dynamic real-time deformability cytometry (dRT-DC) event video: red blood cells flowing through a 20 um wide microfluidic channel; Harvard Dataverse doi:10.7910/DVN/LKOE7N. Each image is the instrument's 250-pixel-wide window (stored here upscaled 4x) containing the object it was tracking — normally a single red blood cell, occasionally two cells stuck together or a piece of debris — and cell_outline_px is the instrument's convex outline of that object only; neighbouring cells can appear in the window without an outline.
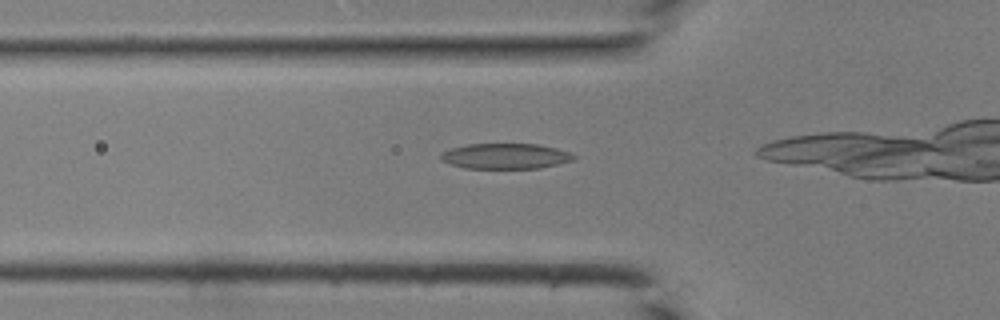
{"species": "common noctule bat (a hibernating species)", "species_latin": "Nyctalus noctula", "temperature_condition": "room temperature", "stored_images_in_passage": 10, "camera_frame_rate_fps": 3000, "um_per_image_px": 0.085, "animal": {"sex": "male", "body_mass_g": 19.0, "forearm_length_mm": 50.8}, "frame": {"image": 1, "passage_image": 4, "time_ms": 1.0, "image_size_px": [1000, 320], "cell_outline_px": [[576, 156], [572, 160], [540, 168], [464, 168], [440, 160], [440, 152], [452, 148], [468, 144], [536, 144], [556, 148], [572, 152]], "centroid_in_image_um": [42.95, 13.27], "position_along_channel_um": 82.8, "area_um2": 19.65}}
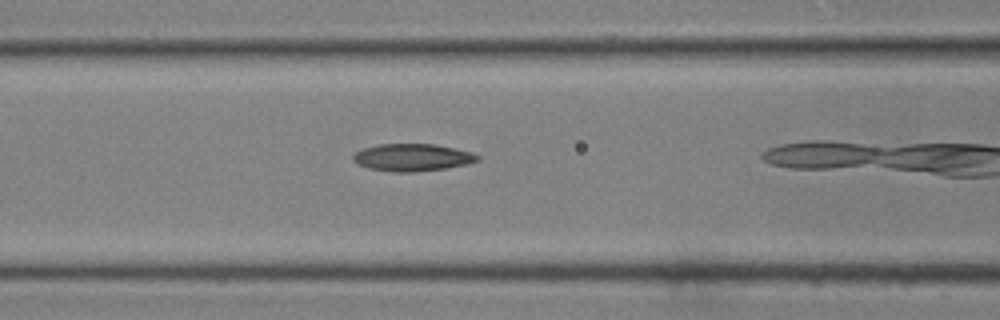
{"frame": {"image": 2, "passage_image": 7, "time_ms": 2.0, "image_size_px": [1000, 320], "cell_outline_px": [[480, 160], [464, 164], [444, 168], [416, 172], [396, 172], [368, 168], [352, 160], [352, 156], [356, 152], [364, 148], [380, 144], [436, 144], [472, 152], [480, 156]], "centroid_in_image_um": [35.06, 13.38], "position_along_channel_um": 131.5, "area_um2": 19.65}}
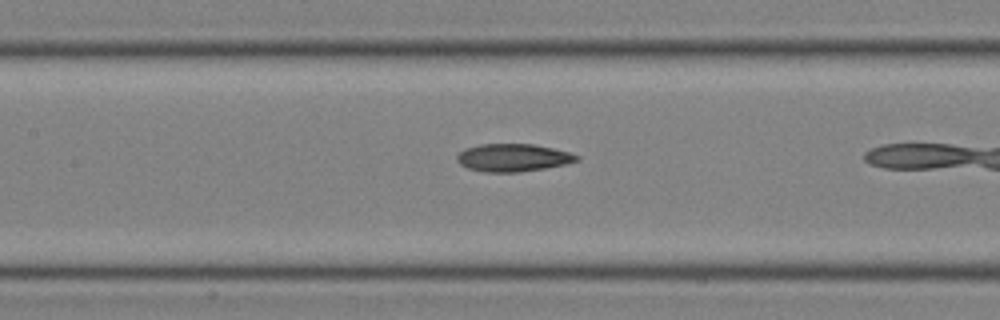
{"frame": {"image": 3, "passage_image": 9, "time_ms": 2.667, "image_size_px": [1000, 320], "cell_outline_px": [[580, 160], [568, 164], [544, 168], [516, 172], [484, 172], [468, 168], [460, 164], [456, 160], [456, 156], [464, 148], [480, 144], [532, 144], [552, 148], [568, 152], [580, 156]], "centroid_in_image_um": [43.6, 13.4], "position_along_channel_um": 163.8, "area_um2": 19.36}}